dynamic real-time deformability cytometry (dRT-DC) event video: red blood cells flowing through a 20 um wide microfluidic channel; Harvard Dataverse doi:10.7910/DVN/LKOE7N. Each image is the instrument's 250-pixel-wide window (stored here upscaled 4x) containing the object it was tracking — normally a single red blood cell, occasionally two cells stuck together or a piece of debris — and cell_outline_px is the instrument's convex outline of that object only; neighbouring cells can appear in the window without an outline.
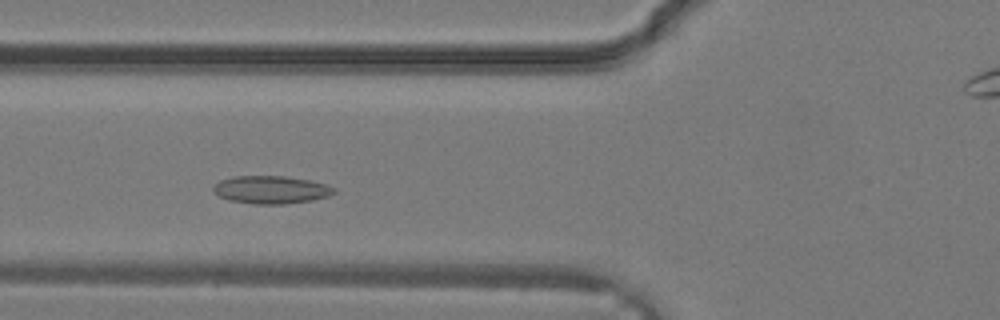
{"species": "common noctule bat (a hibernating species)", "species_latin": "Nyctalus noctula", "temperature_condition": "warm", "stored_images_in_passage": 29, "camera_frame_rate_fps": 3000, "um_per_image_px": 0.085, "animal": {"sex": "male", "body_mass_g": 19.2, "forearm_length_mm": 51.8}, "frame": {"image": 1, "passage_image": 8, "time_ms": 2.333, "image_size_px": [1000, 320], "cell_outline_px": [[336, 192], [328, 196], [312, 200], [284, 204], [256, 204], [228, 200], [212, 192], [212, 188], [220, 180], [232, 176], [284, 176], [312, 180], [328, 184], [336, 188]], "centroid_in_image_um": [23.06, 16.12], "position_along_channel_um": 102.7, "area_um2": 19.77}}
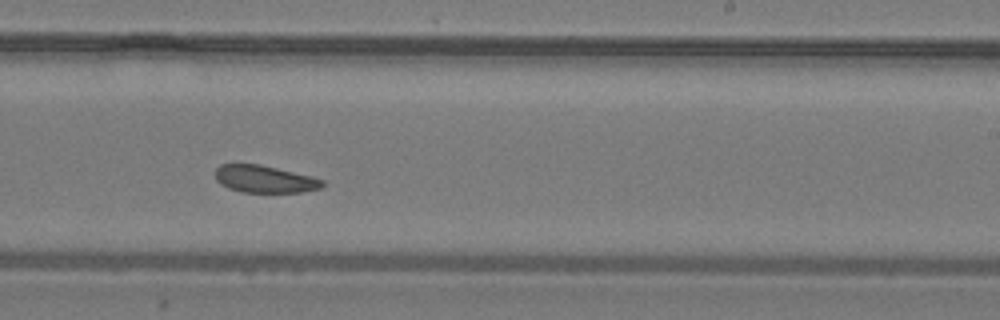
{"frame": {"image": 2, "passage_image": 16, "time_ms": 5.0, "image_size_px": [1000, 320], "cell_outline_px": [[324, 184], [320, 188], [300, 192], [244, 192], [228, 188], [220, 184], [216, 180], [216, 168], [220, 164], [260, 164], [312, 176], [324, 180]], "centroid_in_image_um": [22.48, 15.21], "position_along_channel_um": 266.5, "area_um2": 16.99}}
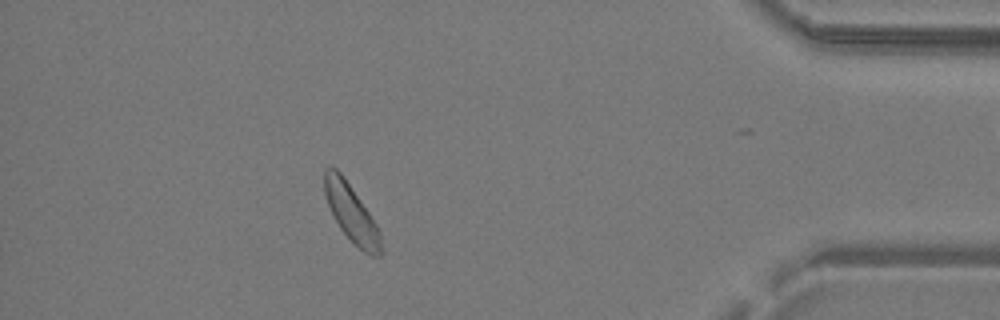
{"frame": {"image": 3, "passage_image": 25, "time_ms": 8.0, "image_size_px": [1000, 320], "cell_outline_px": [[380, 256], [368, 256], [340, 228], [328, 204], [324, 192], [324, 168], [336, 168], [340, 172], [368, 212], [376, 224], [380, 232]], "centroid_in_image_um": [29.85, 18.11], "position_along_channel_um": 405.4, "area_um2": 18.09}}